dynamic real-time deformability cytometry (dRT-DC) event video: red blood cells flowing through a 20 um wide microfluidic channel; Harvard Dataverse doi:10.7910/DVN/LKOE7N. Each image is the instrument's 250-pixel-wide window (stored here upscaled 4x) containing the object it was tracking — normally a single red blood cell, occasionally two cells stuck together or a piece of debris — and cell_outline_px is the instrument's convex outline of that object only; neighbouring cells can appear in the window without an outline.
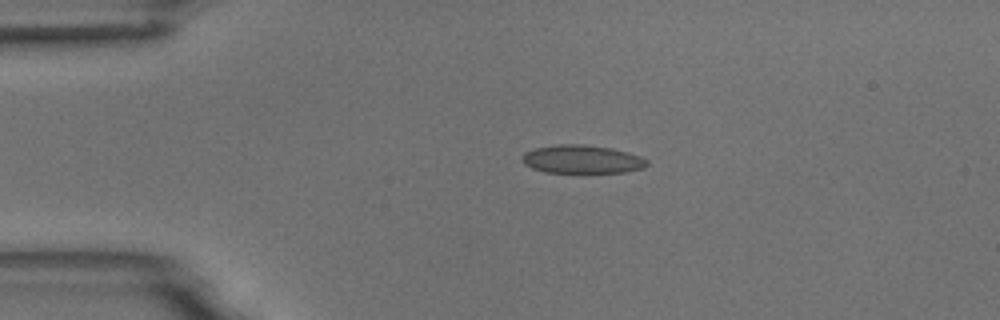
{"species": "common noctule bat (a hibernating species)", "species_latin": "Nyctalus noctula", "temperature_condition": "room temperature", "stored_images_in_passage": 7, "camera_frame_rate_fps": 3000, "um_per_image_px": 0.085, "animal": {"sex": "male", "body_mass_g": 18.8}, "frame": {"image": 1, "passage_image": 3, "time_ms": 2.333, "image_size_px": [1000, 320], "cell_outline_px": [[648, 164], [644, 168], [624, 172], [544, 172], [532, 168], [524, 164], [524, 152], [536, 148], [560, 144], [584, 144], [612, 148], [628, 152], [640, 156], [648, 160]], "centroid_in_image_um": [49.51, 13.53], "position_along_channel_um": 35.5, "area_um2": 20.46}}
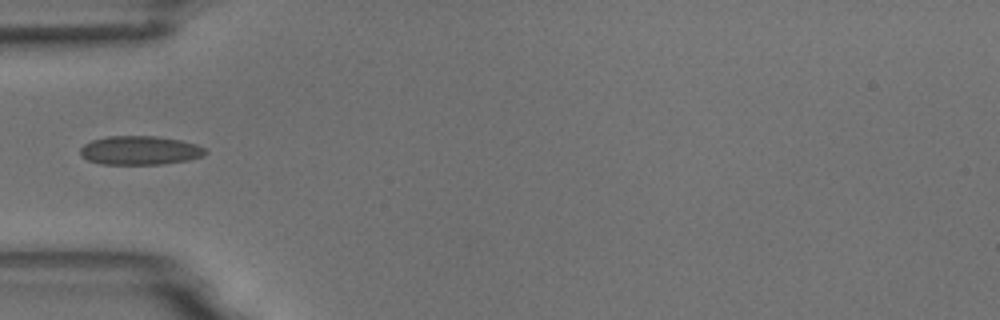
{"frame": {"image": 2, "passage_image": 4, "time_ms": 4.333, "image_size_px": [1000, 320], "cell_outline_px": [[208, 152], [204, 156], [188, 160], [164, 164], [100, 164], [88, 160], [80, 156], [80, 148], [84, 144], [92, 140], [108, 136], [156, 136], [180, 140], [196, 144], [204, 148]], "centroid_in_image_um": [11.89, 12.78], "position_along_channel_um": 73.1, "area_um2": 21.15}}